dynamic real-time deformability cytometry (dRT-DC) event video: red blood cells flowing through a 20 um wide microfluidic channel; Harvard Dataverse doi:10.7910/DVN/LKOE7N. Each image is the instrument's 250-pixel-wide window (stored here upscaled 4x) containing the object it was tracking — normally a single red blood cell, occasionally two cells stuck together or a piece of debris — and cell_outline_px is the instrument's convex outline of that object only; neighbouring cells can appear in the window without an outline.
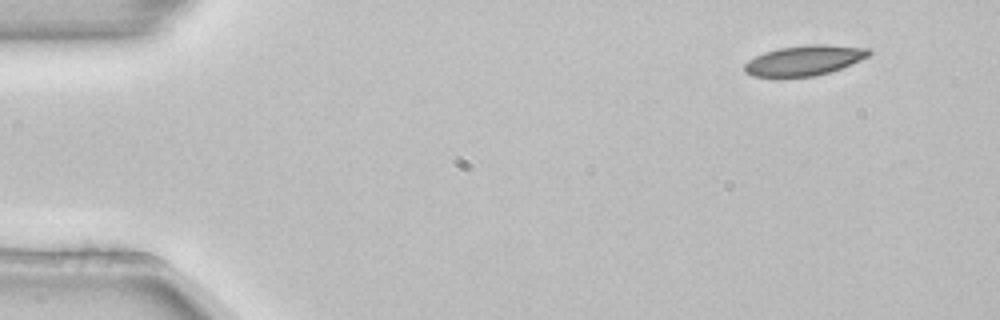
{"species": "common noctule bat (a hibernating species)", "species_latin": "Nyctalus noctula", "temperature_condition": "room temperature", "stored_images_in_passage": 4, "camera_frame_rate_fps": 3000, "um_per_image_px": 0.085, "animal": {"sex": "female", "body_mass_g": 22.7, "forearm_length_mm": 54.2}, "frame": {"image": 1, "passage_image": 1, "time_ms": 0.0, "image_size_px": [1000, 320], "cell_outline_px": [[872, 52], [868, 56], [840, 68], [816, 76], [752, 76], [744, 72], [744, 64], [748, 60], [764, 52], [780, 48], [812, 44], [824, 44], [872, 48]], "centroid_in_image_um": [68.37, 5.12], "position_along_channel_um": 16.6, "area_um2": 21.56}}
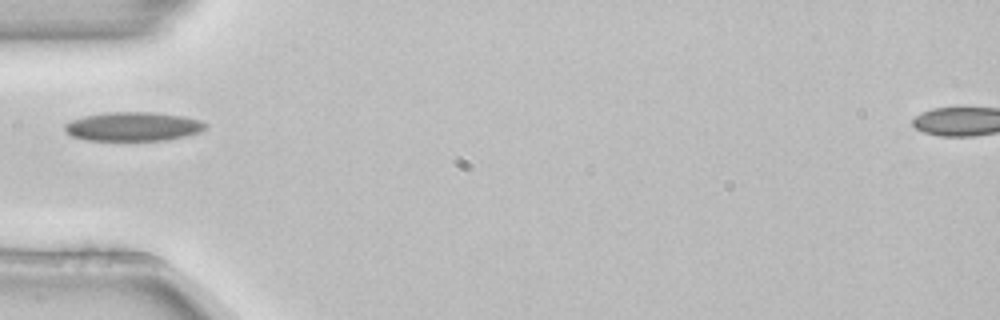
{"frame": {"image": 2, "passage_image": 4, "time_ms": 1.0, "image_size_px": [1000, 320], "cell_outline_px": [[208, 124], [200, 132], [184, 136], [164, 140], [88, 140], [72, 136], [64, 128], [64, 124], [72, 120], [84, 116], [108, 112], [152, 112], [184, 116], [200, 120]], "centroid_in_image_um": [11.33, 10.75], "position_along_channel_um": 73.7, "area_um2": 23.58}}